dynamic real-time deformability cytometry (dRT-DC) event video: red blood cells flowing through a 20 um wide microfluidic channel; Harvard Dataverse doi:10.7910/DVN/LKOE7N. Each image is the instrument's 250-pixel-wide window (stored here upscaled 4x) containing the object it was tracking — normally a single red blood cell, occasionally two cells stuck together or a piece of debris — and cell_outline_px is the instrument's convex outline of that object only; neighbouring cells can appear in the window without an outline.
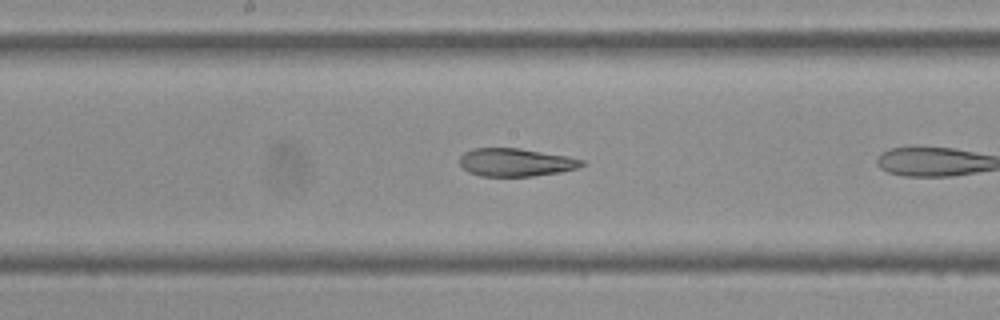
{"species": "Egyptian fruit bat (a non-hibernating species)", "species_latin": "Rousettus aegyptiacus", "temperature_condition": "cold", "stored_images_in_passage": 16, "camera_frame_rate_fps": 3000, "um_per_image_px": 0.085, "frame": {"image": 1, "passage_image": 12, "time_ms": 3.667, "image_size_px": [1000, 320], "cell_outline_px": [[584, 164], [576, 168], [560, 172], [532, 176], [480, 176], [468, 172], [460, 164], [460, 156], [464, 152], [472, 148], [520, 148], [568, 156], [584, 160]], "centroid_in_image_um": [43.82, 13.79], "position_along_channel_um": 204.4, "area_um2": 19.94}}